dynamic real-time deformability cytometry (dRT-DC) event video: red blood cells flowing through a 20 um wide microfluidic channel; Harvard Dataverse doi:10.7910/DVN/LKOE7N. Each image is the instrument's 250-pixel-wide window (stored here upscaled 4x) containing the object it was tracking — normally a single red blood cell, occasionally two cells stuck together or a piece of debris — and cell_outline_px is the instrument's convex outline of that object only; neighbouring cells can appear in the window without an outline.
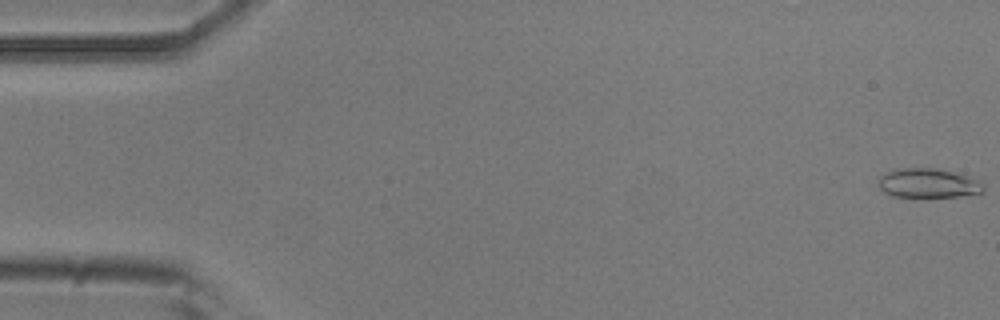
{"species": "common noctule bat (a hibernating species)", "species_latin": "Nyctalus noctula", "temperature_condition": "room temperature", "stored_images_in_passage": 53, "camera_frame_rate_fps": 3000, "um_per_image_px": 0.085, "animal": {"sex": "male", "body_mass_g": 20.5, "forearm_length_mm": 52.5}, "frame": {"image": 1, "passage_image": 1, "time_ms": 0.0, "image_size_px": [1000, 320], "cell_outline_px": [[984, 192], [960, 196], [920, 200], [892, 196], [884, 192], [880, 188], [880, 176], [896, 168], [936, 168], [952, 172], [976, 180], [984, 188]], "centroid_in_image_um": [78.84, 15.63], "position_along_channel_um": 6.2, "area_um2": 18.38}}
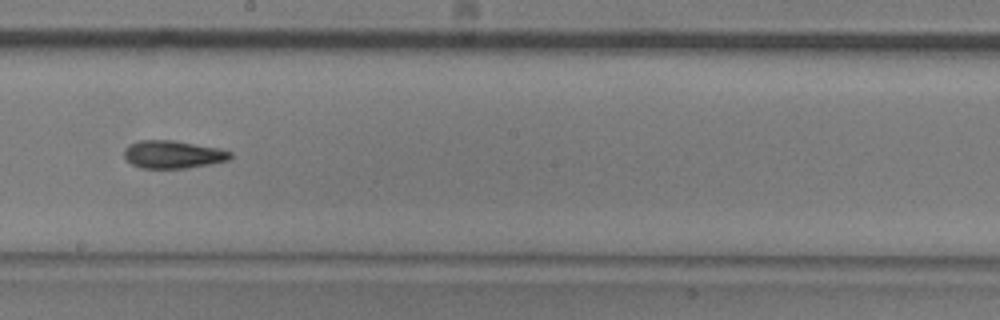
{"frame": {"image": 2, "passage_image": 30, "time_ms": 9.667, "image_size_px": [1000, 320], "cell_outline_px": [[232, 156], [228, 160], [188, 168], [140, 168], [132, 164], [124, 156], [124, 148], [128, 144], [140, 140], [172, 140], [220, 148], [232, 152]], "centroid_in_image_um": [14.69, 13.12], "position_along_channel_um": 233.5, "area_um2": 17.22}}
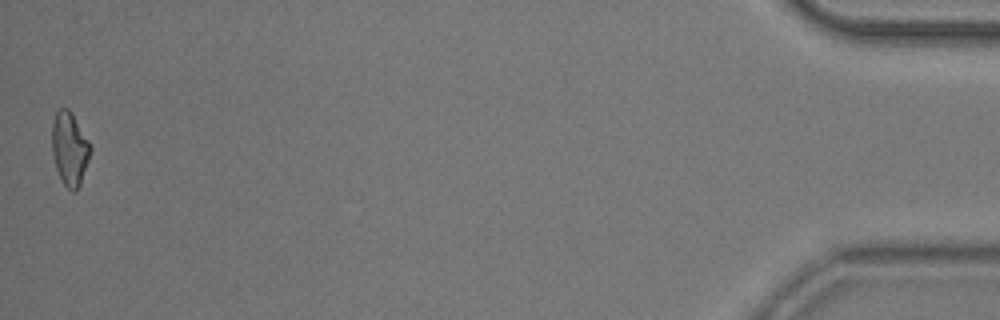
{"frame": {"image": 3, "passage_image": 53, "time_ms": 17.333, "image_size_px": [1000, 320], "cell_outline_px": [[92, 148], [80, 184], [76, 192], [72, 192], [64, 184], [56, 168], [52, 152], [52, 124], [56, 112], [60, 108], [68, 108], [72, 112], [88, 140]], "centroid_in_image_um": [5.92, 12.63], "position_along_channel_um": 429.3, "area_um2": 16.3}, "authors_computed_cell_mechanics": {"area_um2": 17.1088, "velocity_mm_per_s": 3.804, "shape_relaxation_time_tau1_ms": 6.781, "shape_relaxation_time_tau2_ms": 4.9052, "deformation_change_tau1": 0.1752, "deformation_change_tau2": 0.1194}}